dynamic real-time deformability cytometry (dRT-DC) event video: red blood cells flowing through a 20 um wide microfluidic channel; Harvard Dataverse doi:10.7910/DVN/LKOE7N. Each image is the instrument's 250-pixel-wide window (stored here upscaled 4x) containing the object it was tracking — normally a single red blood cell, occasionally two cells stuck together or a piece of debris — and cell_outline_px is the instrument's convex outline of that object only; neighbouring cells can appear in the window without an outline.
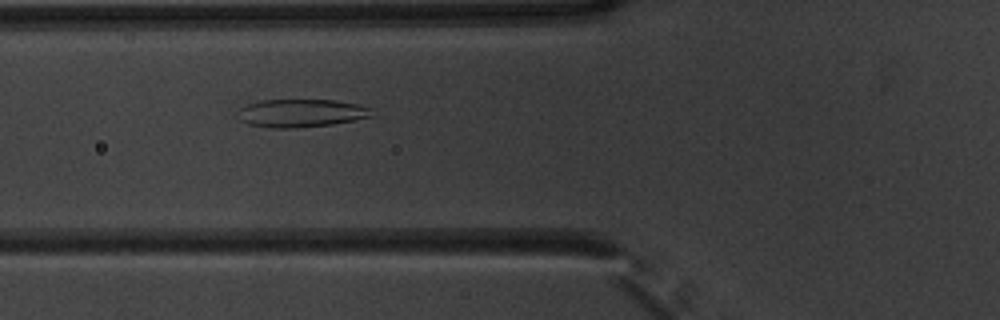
{"species": "common noctule bat (a hibernating species)", "species_latin": "Nyctalus noctula", "temperature_condition": "warm", "stored_images_in_passage": 51, "camera_frame_rate_fps": 3000, "um_per_image_px": 0.085, "animal": {"sex": "male", "body_mass_g": 20.1, "forearm_length_mm": 53.5}, "frame": {"image": 1, "passage_image": 18, "time_ms": 5.667, "image_size_px": [1000, 320], "cell_outline_px": [[372, 116], [356, 120], [332, 124], [296, 128], [272, 128], [248, 124], [240, 120], [236, 116], [236, 112], [240, 108], [248, 104], [260, 100], [336, 100], [356, 104], [372, 108]], "centroid_in_image_um": [25.57, 9.62], "position_along_channel_um": 100.2, "area_um2": 22.02}}
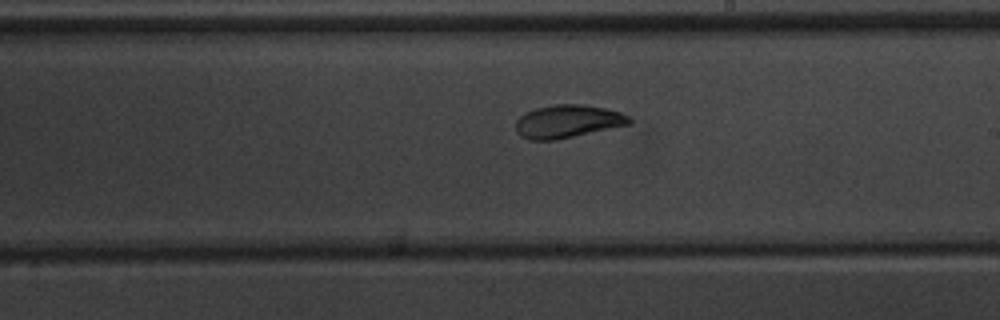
{"frame": {"image": 2, "passage_image": 29, "time_ms": 9.333, "image_size_px": [1000, 320], "cell_outline_px": [[632, 124], [556, 140], [528, 140], [520, 136], [516, 132], [516, 120], [524, 112], [536, 108], [556, 104], [580, 104], [604, 108], [620, 112], [628, 116], [632, 120]], "centroid_in_image_um": [48.23, 10.33], "position_along_channel_um": 240.8, "area_um2": 21.96}}
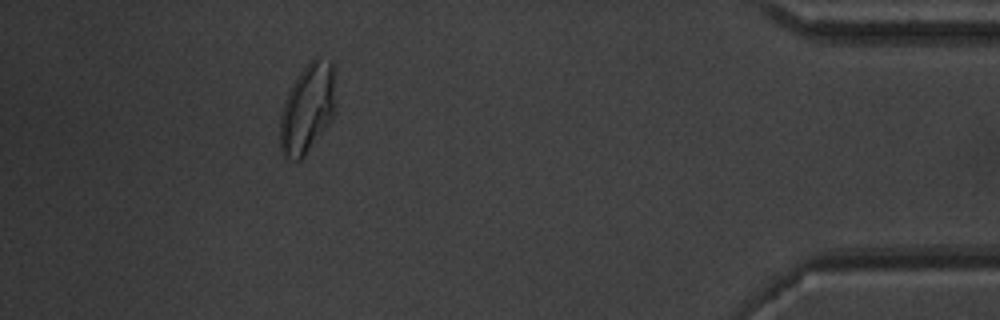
{"frame": {"image": 3, "passage_image": 46, "time_ms": 15.0, "image_size_px": [1000, 320], "cell_outline_px": [[336, 112], [328, 124], [304, 156], [300, 160], [292, 160], [284, 156], [280, 152], [280, 116], [284, 100], [292, 84], [300, 72], [316, 56], [332, 60], [336, 108]], "centroid_in_image_um": [26.13, 9.22], "position_along_channel_um": 409.1, "area_um2": 29.02}, "authors_computed_cell_mechanics": {"area_um2": 24.0448, "velocity_mm_per_s": 3.8315, "shape_relaxation_time_tau1_ms": 5.1425, "shape_relaxation_time_tau2_ms": 1.1144, "deformation_change_tau1": 0.1498, "deformation_change_tau2": 0.0443}}